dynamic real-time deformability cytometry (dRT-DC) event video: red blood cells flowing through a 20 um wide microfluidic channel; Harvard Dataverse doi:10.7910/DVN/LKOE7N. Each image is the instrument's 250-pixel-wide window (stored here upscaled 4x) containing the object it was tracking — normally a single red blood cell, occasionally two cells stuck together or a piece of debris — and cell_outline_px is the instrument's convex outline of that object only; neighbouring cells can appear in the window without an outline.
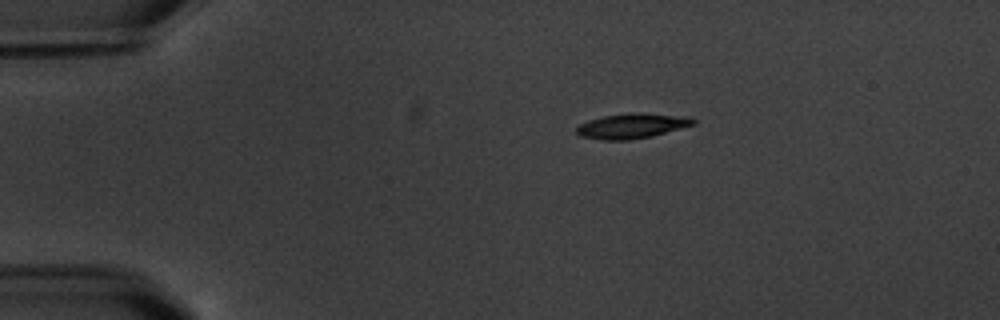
{"species": "common noctule bat (a hibernating species)", "species_latin": "Nyctalus noctula", "temperature_condition": "warm", "stored_images_in_passage": 5, "camera_frame_rate_fps": 3000, "um_per_image_px": 0.085, "animal": {"sex": "male", "body_mass_g": 20.1, "forearm_length_mm": 53.5}, "frame": {"image": 1, "passage_image": 1, "time_ms": 0.0, "image_size_px": [1000, 320], "cell_outline_px": [[696, 124], [652, 136], [628, 140], [604, 140], [580, 136], [576, 132], [576, 128], [580, 124], [588, 120], [604, 116], [636, 112], [692, 116], [696, 120]], "centroid_in_image_um": [53.77, 10.69], "position_along_channel_um": 31.2, "area_um2": 17.11}}
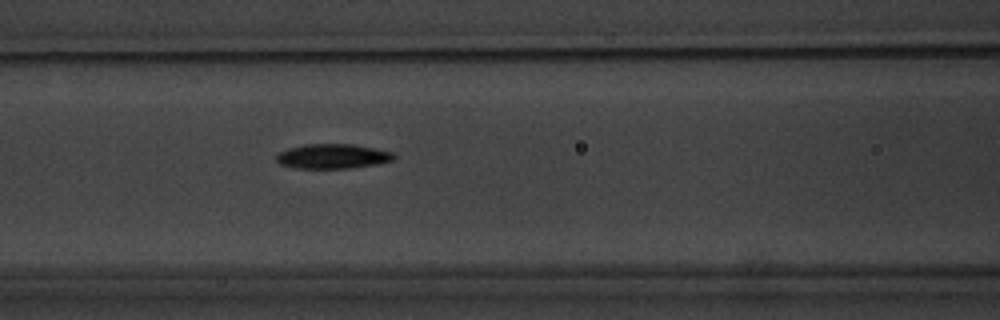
{"frame": {"image": 2, "passage_image": 5, "time_ms": 4.667, "image_size_px": [1000, 320], "cell_outline_px": [[396, 156], [392, 160], [376, 164], [348, 168], [296, 168], [280, 164], [276, 160], [276, 156], [280, 152], [288, 148], [304, 144], [352, 144], [392, 152]], "centroid_in_image_um": [28.24, 13.28], "position_along_channel_um": 138.4, "area_um2": 16.7}}